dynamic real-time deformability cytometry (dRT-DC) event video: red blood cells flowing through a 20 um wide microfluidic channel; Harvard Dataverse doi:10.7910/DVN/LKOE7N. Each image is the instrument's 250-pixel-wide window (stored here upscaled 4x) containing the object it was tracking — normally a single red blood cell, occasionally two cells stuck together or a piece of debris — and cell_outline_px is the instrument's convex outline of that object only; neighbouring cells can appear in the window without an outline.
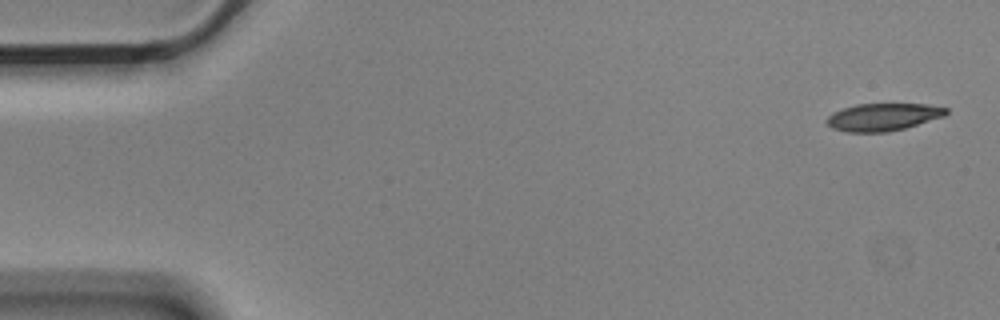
{"species": "Egyptian fruit bat (a non-hibernating species)", "species_latin": "Rousettus aegyptiacus", "temperature_condition": "cold", "stored_images_in_passage": 4, "camera_frame_rate_fps": 3000, "um_per_image_px": 0.085, "animal": {"sex": "male"}, "frame": {"image": 1, "passage_image": 1, "time_ms": 0.0, "image_size_px": [1000, 320], "cell_outline_px": [[948, 112], [944, 116], [904, 128], [888, 132], [848, 132], [832, 128], [824, 120], [832, 112], [856, 104], [928, 104], [948, 108]], "centroid_in_image_um": [75.04, 9.94], "position_along_channel_um": 10.0, "area_um2": 19.07}}